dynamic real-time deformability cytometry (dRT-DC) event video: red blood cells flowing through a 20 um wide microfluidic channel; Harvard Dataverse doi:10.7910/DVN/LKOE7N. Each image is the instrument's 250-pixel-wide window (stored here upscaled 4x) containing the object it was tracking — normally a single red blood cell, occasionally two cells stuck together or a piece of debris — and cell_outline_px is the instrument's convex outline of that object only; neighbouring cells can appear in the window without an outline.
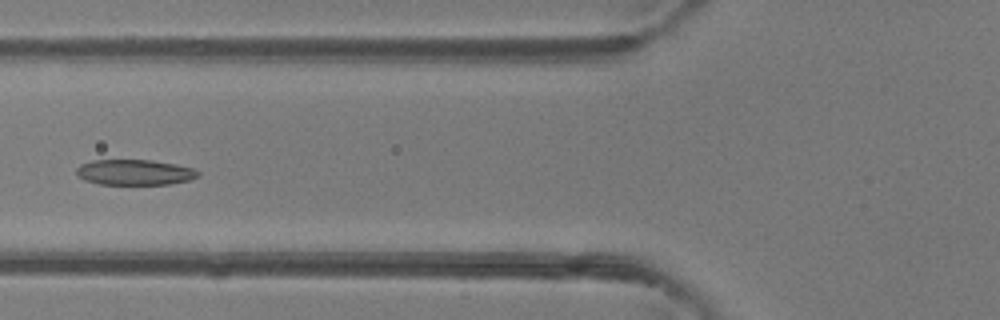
{"species": "common noctule bat (a hibernating species)", "species_latin": "Nyctalus noctula", "temperature_condition": "room temperature", "stored_images_in_passage": 47, "camera_frame_rate_fps": 3000, "um_per_image_px": 0.085, "animal": {"sex": "female"}, "frame": {"image": 1, "passage_image": 19, "time_ms": 6.0, "image_size_px": [1000, 320], "cell_outline_px": [[200, 176], [188, 180], [168, 184], [100, 184], [84, 180], [76, 176], [76, 168], [80, 164], [92, 160], [152, 160], [176, 164], [192, 168], [200, 172]], "centroid_in_image_um": [11.41, 14.64], "position_along_channel_um": 114.4, "area_um2": 18.15}}
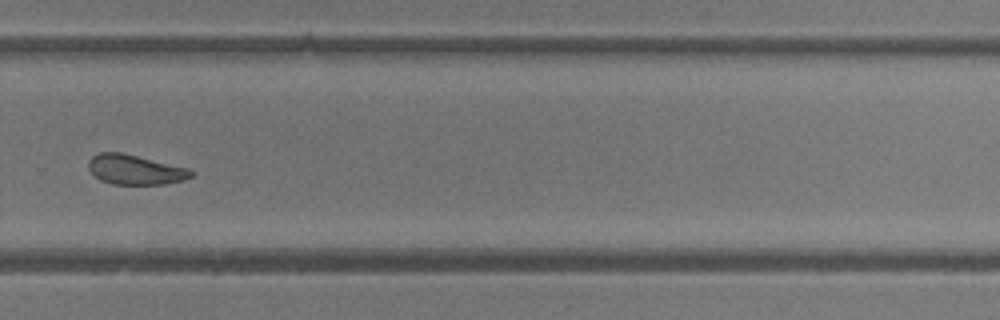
{"frame": {"image": 2, "passage_image": 33, "time_ms": 10.667, "image_size_px": [1000, 320], "cell_outline_px": [[196, 172], [192, 176], [184, 180], [164, 184], [112, 184], [100, 180], [88, 168], [88, 160], [92, 156], [100, 152], [120, 152], [188, 168]], "centroid_in_image_um": [11.49, 14.42], "position_along_channel_um": 318.3, "area_um2": 17.74}}
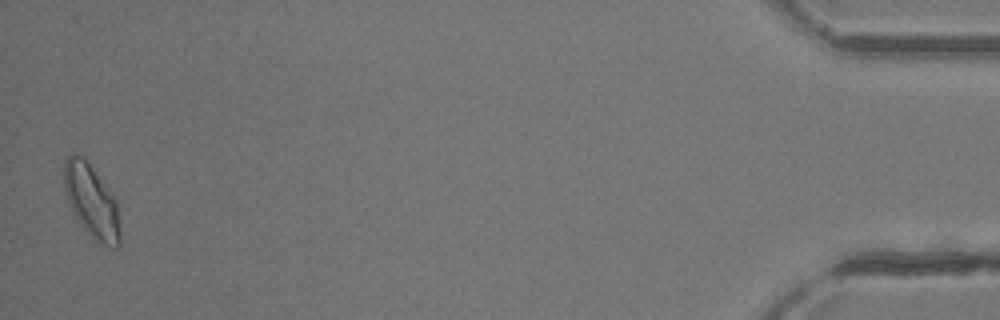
{"frame": {"image": 3, "passage_image": 47, "time_ms": 15.333, "image_size_px": [1000, 320], "cell_outline_px": [[120, 244], [116, 248], [108, 248], [100, 244], [80, 224], [72, 212], [64, 192], [64, 160], [68, 156], [76, 152], [84, 156], [88, 160], [116, 200], [120, 220]], "centroid_in_image_um": [7.78, 17.09], "position_along_channel_um": 427.4, "area_um2": 24.33}, "authors_computed_cell_mechanics": {"area_um2": 19.8254, "velocity_mm_per_s": 4.379, "shape_relaxation_time_tau1_ms": null, "shape_relaxation_time_tau2_ms": 1.5807, "deformation_change_tau1": null, "deformation_change_tau2": 0.0734}}